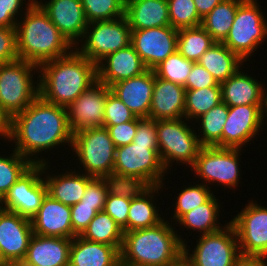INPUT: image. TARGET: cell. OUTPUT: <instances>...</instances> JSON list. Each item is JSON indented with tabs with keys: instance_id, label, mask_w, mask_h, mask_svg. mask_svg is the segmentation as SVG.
I'll return each instance as SVG.
<instances>
[{
	"instance_id": "obj_1",
	"label": "cell",
	"mask_w": 267,
	"mask_h": 266,
	"mask_svg": "<svg viewBox=\"0 0 267 266\" xmlns=\"http://www.w3.org/2000/svg\"><path fill=\"white\" fill-rule=\"evenodd\" d=\"M72 138L67 108L47 102L40 95L12 117L9 141L15 143L13 150L33 164L46 163L43 158L34 159L36 153L53 150L65 143L72 147Z\"/></svg>"
},
{
	"instance_id": "obj_2",
	"label": "cell",
	"mask_w": 267,
	"mask_h": 266,
	"mask_svg": "<svg viewBox=\"0 0 267 266\" xmlns=\"http://www.w3.org/2000/svg\"><path fill=\"white\" fill-rule=\"evenodd\" d=\"M39 95L67 107L97 81V65L76 49L39 66Z\"/></svg>"
},
{
	"instance_id": "obj_3",
	"label": "cell",
	"mask_w": 267,
	"mask_h": 266,
	"mask_svg": "<svg viewBox=\"0 0 267 266\" xmlns=\"http://www.w3.org/2000/svg\"><path fill=\"white\" fill-rule=\"evenodd\" d=\"M28 2L23 21L18 19L15 27L18 58L40 66L71 53L74 46L51 22L48 14L35 0Z\"/></svg>"
},
{
	"instance_id": "obj_4",
	"label": "cell",
	"mask_w": 267,
	"mask_h": 266,
	"mask_svg": "<svg viewBox=\"0 0 267 266\" xmlns=\"http://www.w3.org/2000/svg\"><path fill=\"white\" fill-rule=\"evenodd\" d=\"M171 222L124 232L120 262L132 266H170L183 256L185 241Z\"/></svg>"
},
{
	"instance_id": "obj_5",
	"label": "cell",
	"mask_w": 267,
	"mask_h": 266,
	"mask_svg": "<svg viewBox=\"0 0 267 266\" xmlns=\"http://www.w3.org/2000/svg\"><path fill=\"white\" fill-rule=\"evenodd\" d=\"M167 173L158 145H142L131 142L116 148L113 181L116 184L140 186L164 185Z\"/></svg>"
},
{
	"instance_id": "obj_6",
	"label": "cell",
	"mask_w": 267,
	"mask_h": 266,
	"mask_svg": "<svg viewBox=\"0 0 267 266\" xmlns=\"http://www.w3.org/2000/svg\"><path fill=\"white\" fill-rule=\"evenodd\" d=\"M71 149L85 174L113 180L116 147L106 127L86 128L73 133Z\"/></svg>"
},
{
	"instance_id": "obj_7",
	"label": "cell",
	"mask_w": 267,
	"mask_h": 266,
	"mask_svg": "<svg viewBox=\"0 0 267 266\" xmlns=\"http://www.w3.org/2000/svg\"><path fill=\"white\" fill-rule=\"evenodd\" d=\"M33 70L38 72L39 66L20 59L0 64V105L11 118L39 96V79L33 82Z\"/></svg>"
},
{
	"instance_id": "obj_8",
	"label": "cell",
	"mask_w": 267,
	"mask_h": 266,
	"mask_svg": "<svg viewBox=\"0 0 267 266\" xmlns=\"http://www.w3.org/2000/svg\"><path fill=\"white\" fill-rule=\"evenodd\" d=\"M188 120L184 117L180 119H167L155 121L157 128L158 147L161 161L166 170L177 163L188 164L192 167L200 148L197 133Z\"/></svg>"
},
{
	"instance_id": "obj_9",
	"label": "cell",
	"mask_w": 267,
	"mask_h": 266,
	"mask_svg": "<svg viewBox=\"0 0 267 266\" xmlns=\"http://www.w3.org/2000/svg\"><path fill=\"white\" fill-rule=\"evenodd\" d=\"M192 254L183 245V256L193 266H239L244 259L241 256L237 233L231 222L218 231L201 235Z\"/></svg>"
},
{
	"instance_id": "obj_10",
	"label": "cell",
	"mask_w": 267,
	"mask_h": 266,
	"mask_svg": "<svg viewBox=\"0 0 267 266\" xmlns=\"http://www.w3.org/2000/svg\"><path fill=\"white\" fill-rule=\"evenodd\" d=\"M261 11L257 0H244L238 6L231 29L222 42L244 62L267 38V20Z\"/></svg>"
},
{
	"instance_id": "obj_11",
	"label": "cell",
	"mask_w": 267,
	"mask_h": 266,
	"mask_svg": "<svg viewBox=\"0 0 267 266\" xmlns=\"http://www.w3.org/2000/svg\"><path fill=\"white\" fill-rule=\"evenodd\" d=\"M82 40L85 41L81 49H75L97 65L107 55L131 44V29L125 16L92 22L87 25Z\"/></svg>"
},
{
	"instance_id": "obj_12",
	"label": "cell",
	"mask_w": 267,
	"mask_h": 266,
	"mask_svg": "<svg viewBox=\"0 0 267 266\" xmlns=\"http://www.w3.org/2000/svg\"><path fill=\"white\" fill-rule=\"evenodd\" d=\"M239 148H219L215 146H202L198 152L191 171L198 176L208 187L217 182L226 188L233 189L239 185L240 158ZM205 181V182H204ZM207 183V184H206Z\"/></svg>"
},
{
	"instance_id": "obj_13",
	"label": "cell",
	"mask_w": 267,
	"mask_h": 266,
	"mask_svg": "<svg viewBox=\"0 0 267 266\" xmlns=\"http://www.w3.org/2000/svg\"><path fill=\"white\" fill-rule=\"evenodd\" d=\"M230 222L235 228L244 260L267 258V207L249 201Z\"/></svg>"
},
{
	"instance_id": "obj_14",
	"label": "cell",
	"mask_w": 267,
	"mask_h": 266,
	"mask_svg": "<svg viewBox=\"0 0 267 266\" xmlns=\"http://www.w3.org/2000/svg\"><path fill=\"white\" fill-rule=\"evenodd\" d=\"M48 167L47 162L44 164H33L11 186L7 194L0 201V207L16 212L22 217L31 220L38 212L43 198L47 194L45 178L40 176H43L49 169Z\"/></svg>"
},
{
	"instance_id": "obj_15",
	"label": "cell",
	"mask_w": 267,
	"mask_h": 266,
	"mask_svg": "<svg viewBox=\"0 0 267 266\" xmlns=\"http://www.w3.org/2000/svg\"><path fill=\"white\" fill-rule=\"evenodd\" d=\"M178 29L171 25L131 30V44L147 69H154L159 63L177 51Z\"/></svg>"
},
{
	"instance_id": "obj_16",
	"label": "cell",
	"mask_w": 267,
	"mask_h": 266,
	"mask_svg": "<svg viewBox=\"0 0 267 266\" xmlns=\"http://www.w3.org/2000/svg\"><path fill=\"white\" fill-rule=\"evenodd\" d=\"M32 236L30 219L0 207V263L20 264Z\"/></svg>"
},
{
	"instance_id": "obj_17",
	"label": "cell",
	"mask_w": 267,
	"mask_h": 266,
	"mask_svg": "<svg viewBox=\"0 0 267 266\" xmlns=\"http://www.w3.org/2000/svg\"><path fill=\"white\" fill-rule=\"evenodd\" d=\"M110 90L97 80L66 107L73 133L86 128L103 127L105 103Z\"/></svg>"
},
{
	"instance_id": "obj_18",
	"label": "cell",
	"mask_w": 267,
	"mask_h": 266,
	"mask_svg": "<svg viewBox=\"0 0 267 266\" xmlns=\"http://www.w3.org/2000/svg\"><path fill=\"white\" fill-rule=\"evenodd\" d=\"M263 123V105L228 106V117L222 131V148L245 147L258 135Z\"/></svg>"
},
{
	"instance_id": "obj_19",
	"label": "cell",
	"mask_w": 267,
	"mask_h": 266,
	"mask_svg": "<svg viewBox=\"0 0 267 266\" xmlns=\"http://www.w3.org/2000/svg\"><path fill=\"white\" fill-rule=\"evenodd\" d=\"M35 1L48 14L51 22L66 37V39L74 47H77V42L80 43V41H82L87 25L89 24L85 16L82 1L49 0L44 4L42 1Z\"/></svg>"
},
{
	"instance_id": "obj_20",
	"label": "cell",
	"mask_w": 267,
	"mask_h": 266,
	"mask_svg": "<svg viewBox=\"0 0 267 266\" xmlns=\"http://www.w3.org/2000/svg\"><path fill=\"white\" fill-rule=\"evenodd\" d=\"M33 234L73 239L71 207L49 194L43 198L38 212L31 218Z\"/></svg>"
},
{
	"instance_id": "obj_21",
	"label": "cell",
	"mask_w": 267,
	"mask_h": 266,
	"mask_svg": "<svg viewBox=\"0 0 267 266\" xmlns=\"http://www.w3.org/2000/svg\"><path fill=\"white\" fill-rule=\"evenodd\" d=\"M154 88V70L113 84L110 89L139 118H148Z\"/></svg>"
},
{
	"instance_id": "obj_22",
	"label": "cell",
	"mask_w": 267,
	"mask_h": 266,
	"mask_svg": "<svg viewBox=\"0 0 267 266\" xmlns=\"http://www.w3.org/2000/svg\"><path fill=\"white\" fill-rule=\"evenodd\" d=\"M147 68L132 44L107 55L97 64V80L109 88L122 80L145 72Z\"/></svg>"
},
{
	"instance_id": "obj_23",
	"label": "cell",
	"mask_w": 267,
	"mask_h": 266,
	"mask_svg": "<svg viewBox=\"0 0 267 266\" xmlns=\"http://www.w3.org/2000/svg\"><path fill=\"white\" fill-rule=\"evenodd\" d=\"M72 239L35 235L20 266H69Z\"/></svg>"
},
{
	"instance_id": "obj_24",
	"label": "cell",
	"mask_w": 267,
	"mask_h": 266,
	"mask_svg": "<svg viewBox=\"0 0 267 266\" xmlns=\"http://www.w3.org/2000/svg\"><path fill=\"white\" fill-rule=\"evenodd\" d=\"M186 88L155 75L149 119L167 120L184 118Z\"/></svg>"
},
{
	"instance_id": "obj_25",
	"label": "cell",
	"mask_w": 267,
	"mask_h": 266,
	"mask_svg": "<svg viewBox=\"0 0 267 266\" xmlns=\"http://www.w3.org/2000/svg\"><path fill=\"white\" fill-rule=\"evenodd\" d=\"M162 185L140 186L133 184V197L131 198L127 220V232L138 229L151 228L164 219L160 217L159 210L154 202V193H159ZM153 200V201H152ZM155 204V206L153 205Z\"/></svg>"
},
{
	"instance_id": "obj_26",
	"label": "cell",
	"mask_w": 267,
	"mask_h": 266,
	"mask_svg": "<svg viewBox=\"0 0 267 266\" xmlns=\"http://www.w3.org/2000/svg\"><path fill=\"white\" fill-rule=\"evenodd\" d=\"M240 70L220 84L222 102L228 106L264 105L263 84Z\"/></svg>"
},
{
	"instance_id": "obj_27",
	"label": "cell",
	"mask_w": 267,
	"mask_h": 266,
	"mask_svg": "<svg viewBox=\"0 0 267 266\" xmlns=\"http://www.w3.org/2000/svg\"><path fill=\"white\" fill-rule=\"evenodd\" d=\"M120 250L104 243L91 242L80 236L72 239L69 266H118Z\"/></svg>"
},
{
	"instance_id": "obj_28",
	"label": "cell",
	"mask_w": 267,
	"mask_h": 266,
	"mask_svg": "<svg viewBox=\"0 0 267 266\" xmlns=\"http://www.w3.org/2000/svg\"><path fill=\"white\" fill-rule=\"evenodd\" d=\"M125 17L131 30L170 25L167 0H126Z\"/></svg>"
},
{
	"instance_id": "obj_29",
	"label": "cell",
	"mask_w": 267,
	"mask_h": 266,
	"mask_svg": "<svg viewBox=\"0 0 267 266\" xmlns=\"http://www.w3.org/2000/svg\"><path fill=\"white\" fill-rule=\"evenodd\" d=\"M66 172L58 174V176L47 174L44 181L47 186V194L65 205L72 206L81 201L87 184L93 177L85 173L78 174L76 171Z\"/></svg>"
},
{
	"instance_id": "obj_30",
	"label": "cell",
	"mask_w": 267,
	"mask_h": 266,
	"mask_svg": "<svg viewBox=\"0 0 267 266\" xmlns=\"http://www.w3.org/2000/svg\"><path fill=\"white\" fill-rule=\"evenodd\" d=\"M198 63L221 84L241 69L244 61L223 43L215 42Z\"/></svg>"
},
{
	"instance_id": "obj_31",
	"label": "cell",
	"mask_w": 267,
	"mask_h": 266,
	"mask_svg": "<svg viewBox=\"0 0 267 266\" xmlns=\"http://www.w3.org/2000/svg\"><path fill=\"white\" fill-rule=\"evenodd\" d=\"M244 0H223L202 18L201 26L215 42L222 43L233 24L238 6Z\"/></svg>"
},
{
	"instance_id": "obj_32",
	"label": "cell",
	"mask_w": 267,
	"mask_h": 266,
	"mask_svg": "<svg viewBox=\"0 0 267 266\" xmlns=\"http://www.w3.org/2000/svg\"><path fill=\"white\" fill-rule=\"evenodd\" d=\"M219 202L213 195L207 202L184 214L177 222L190 230L200 231L201 235L213 233L223 228L218 221Z\"/></svg>"
},
{
	"instance_id": "obj_33",
	"label": "cell",
	"mask_w": 267,
	"mask_h": 266,
	"mask_svg": "<svg viewBox=\"0 0 267 266\" xmlns=\"http://www.w3.org/2000/svg\"><path fill=\"white\" fill-rule=\"evenodd\" d=\"M124 232L114 219L104 211L97 212L80 237L122 248Z\"/></svg>"
},
{
	"instance_id": "obj_34",
	"label": "cell",
	"mask_w": 267,
	"mask_h": 266,
	"mask_svg": "<svg viewBox=\"0 0 267 266\" xmlns=\"http://www.w3.org/2000/svg\"><path fill=\"white\" fill-rule=\"evenodd\" d=\"M227 117L228 105L221 102L195 121L197 123L199 122L200 125L198 126L201 128L198 131L201 130L200 133H202V137L200 134L197 135L201 146L222 148V131Z\"/></svg>"
},
{
	"instance_id": "obj_35",
	"label": "cell",
	"mask_w": 267,
	"mask_h": 266,
	"mask_svg": "<svg viewBox=\"0 0 267 266\" xmlns=\"http://www.w3.org/2000/svg\"><path fill=\"white\" fill-rule=\"evenodd\" d=\"M214 43L211 35L201 25L178 29L177 51L194 63L198 62Z\"/></svg>"
},
{
	"instance_id": "obj_36",
	"label": "cell",
	"mask_w": 267,
	"mask_h": 266,
	"mask_svg": "<svg viewBox=\"0 0 267 266\" xmlns=\"http://www.w3.org/2000/svg\"><path fill=\"white\" fill-rule=\"evenodd\" d=\"M222 102L221 87L186 89L184 117L190 121L198 119ZM190 119V120H189Z\"/></svg>"
},
{
	"instance_id": "obj_37",
	"label": "cell",
	"mask_w": 267,
	"mask_h": 266,
	"mask_svg": "<svg viewBox=\"0 0 267 266\" xmlns=\"http://www.w3.org/2000/svg\"><path fill=\"white\" fill-rule=\"evenodd\" d=\"M133 197V184H115L107 194L103 211L127 232L128 212Z\"/></svg>"
},
{
	"instance_id": "obj_38",
	"label": "cell",
	"mask_w": 267,
	"mask_h": 266,
	"mask_svg": "<svg viewBox=\"0 0 267 266\" xmlns=\"http://www.w3.org/2000/svg\"><path fill=\"white\" fill-rule=\"evenodd\" d=\"M33 163L23 157L16 150L11 156H0V201L7 194L11 186L26 172Z\"/></svg>"
},
{
	"instance_id": "obj_39",
	"label": "cell",
	"mask_w": 267,
	"mask_h": 266,
	"mask_svg": "<svg viewBox=\"0 0 267 266\" xmlns=\"http://www.w3.org/2000/svg\"><path fill=\"white\" fill-rule=\"evenodd\" d=\"M193 63L176 51L159 63L153 70L157 77L185 86Z\"/></svg>"
},
{
	"instance_id": "obj_40",
	"label": "cell",
	"mask_w": 267,
	"mask_h": 266,
	"mask_svg": "<svg viewBox=\"0 0 267 266\" xmlns=\"http://www.w3.org/2000/svg\"><path fill=\"white\" fill-rule=\"evenodd\" d=\"M89 23L125 16L126 0H81Z\"/></svg>"
},
{
	"instance_id": "obj_41",
	"label": "cell",
	"mask_w": 267,
	"mask_h": 266,
	"mask_svg": "<svg viewBox=\"0 0 267 266\" xmlns=\"http://www.w3.org/2000/svg\"><path fill=\"white\" fill-rule=\"evenodd\" d=\"M210 188L203 183L184 187L176 197L175 210L173 218H171L173 222L174 219L177 222L184 214L207 202L214 195Z\"/></svg>"
},
{
	"instance_id": "obj_42",
	"label": "cell",
	"mask_w": 267,
	"mask_h": 266,
	"mask_svg": "<svg viewBox=\"0 0 267 266\" xmlns=\"http://www.w3.org/2000/svg\"><path fill=\"white\" fill-rule=\"evenodd\" d=\"M170 25L173 28H189L201 25L202 19L193 0H167Z\"/></svg>"
},
{
	"instance_id": "obj_43",
	"label": "cell",
	"mask_w": 267,
	"mask_h": 266,
	"mask_svg": "<svg viewBox=\"0 0 267 266\" xmlns=\"http://www.w3.org/2000/svg\"><path fill=\"white\" fill-rule=\"evenodd\" d=\"M136 118L135 114L111 90L107 93L103 125H118Z\"/></svg>"
},
{
	"instance_id": "obj_44",
	"label": "cell",
	"mask_w": 267,
	"mask_h": 266,
	"mask_svg": "<svg viewBox=\"0 0 267 266\" xmlns=\"http://www.w3.org/2000/svg\"><path fill=\"white\" fill-rule=\"evenodd\" d=\"M115 184L112 179L93 177L81 198L82 205L104 206L107 194Z\"/></svg>"
},
{
	"instance_id": "obj_45",
	"label": "cell",
	"mask_w": 267,
	"mask_h": 266,
	"mask_svg": "<svg viewBox=\"0 0 267 266\" xmlns=\"http://www.w3.org/2000/svg\"><path fill=\"white\" fill-rule=\"evenodd\" d=\"M70 207L73 238L80 236L95 217L96 213L103 211L104 208V206L82 205L81 201Z\"/></svg>"
},
{
	"instance_id": "obj_46",
	"label": "cell",
	"mask_w": 267,
	"mask_h": 266,
	"mask_svg": "<svg viewBox=\"0 0 267 266\" xmlns=\"http://www.w3.org/2000/svg\"><path fill=\"white\" fill-rule=\"evenodd\" d=\"M18 59L16 28L0 27V64Z\"/></svg>"
},
{
	"instance_id": "obj_47",
	"label": "cell",
	"mask_w": 267,
	"mask_h": 266,
	"mask_svg": "<svg viewBox=\"0 0 267 266\" xmlns=\"http://www.w3.org/2000/svg\"><path fill=\"white\" fill-rule=\"evenodd\" d=\"M103 127L107 128L110 138L117 148L133 142L137 130V118L118 125H103Z\"/></svg>"
},
{
	"instance_id": "obj_48",
	"label": "cell",
	"mask_w": 267,
	"mask_h": 266,
	"mask_svg": "<svg viewBox=\"0 0 267 266\" xmlns=\"http://www.w3.org/2000/svg\"><path fill=\"white\" fill-rule=\"evenodd\" d=\"M210 86H220V84L198 62L193 63L184 87L186 89H201Z\"/></svg>"
},
{
	"instance_id": "obj_49",
	"label": "cell",
	"mask_w": 267,
	"mask_h": 266,
	"mask_svg": "<svg viewBox=\"0 0 267 266\" xmlns=\"http://www.w3.org/2000/svg\"><path fill=\"white\" fill-rule=\"evenodd\" d=\"M133 142L142 145H158L155 120L137 117V130Z\"/></svg>"
},
{
	"instance_id": "obj_50",
	"label": "cell",
	"mask_w": 267,
	"mask_h": 266,
	"mask_svg": "<svg viewBox=\"0 0 267 266\" xmlns=\"http://www.w3.org/2000/svg\"><path fill=\"white\" fill-rule=\"evenodd\" d=\"M23 1L24 0H0V27H16V22L18 20L16 16L22 14L20 12L24 4Z\"/></svg>"
},
{
	"instance_id": "obj_51",
	"label": "cell",
	"mask_w": 267,
	"mask_h": 266,
	"mask_svg": "<svg viewBox=\"0 0 267 266\" xmlns=\"http://www.w3.org/2000/svg\"><path fill=\"white\" fill-rule=\"evenodd\" d=\"M12 118L0 105V136L10 139ZM1 138V137H0Z\"/></svg>"
},
{
	"instance_id": "obj_52",
	"label": "cell",
	"mask_w": 267,
	"mask_h": 266,
	"mask_svg": "<svg viewBox=\"0 0 267 266\" xmlns=\"http://www.w3.org/2000/svg\"><path fill=\"white\" fill-rule=\"evenodd\" d=\"M199 17L204 18L211 10L223 0H193Z\"/></svg>"
},
{
	"instance_id": "obj_53",
	"label": "cell",
	"mask_w": 267,
	"mask_h": 266,
	"mask_svg": "<svg viewBox=\"0 0 267 266\" xmlns=\"http://www.w3.org/2000/svg\"><path fill=\"white\" fill-rule=\"evenodd\" d=\"M266 260H244L239 266H267Z\"/></svg>"
},
{
	"instance_id": "obj_54",
	"label": "cell",
	"mask_w": 267,
	"mask_h": 266,
	"mask_svg": "<svg viewBox=\"0 0 267 266\" xmlns=\"http://www.w3.org/2000/svg\"><path fill=\"white\" fill-rule=\"evenodd\" d=\"M170 266H193L184 256Z\"/></svg>"
},
{
	"instance_id": "obj_55",
	"label": "cell",
	"mask_w": 267,
	"mask_h": 266,
	"mask_svg": "<svg viewBox=\"0 0 267 266\" xmlns=\"http://www.w3.org/2000/svg\"><path fill=\"white\" fill-rule=\"evenodd\" d=\"M264 113H266V115ZM266 116H267V93L265 91V93H264V105H263V121L265 120L264 118H266ZM266 121H267V119H266Z\"/></svg>"
},
{
	"instance_id": "obj_56",
	"label": "cell",
	"mask_w": 267,
	"mask_h": 266,
	"mask_svg": "<svg viewBox=\"0 0 267 266\" xmlns=\"http://www.w3.org/2000/svg\"><path fill=\"white\" fill-rule=\"evenodd\" d=\"M0 266H19V264L0 263Z\"/></svg>"
},
{
	"instance_id": "obj_57",
	"label": "cell",
	"mask_w": 267,
	"mask_h": 266,
	"mask_svg": "<svg viewBox=\"0 0 267 266\" xmlns=\"http://www.w3.org/2000/svg\"><path fill=\"white\" fill-rule=\"evenodd\" d=\"M118 266H132V265H128V264H125V263L119 262Z\"/></svg>"
}]
</instances>
